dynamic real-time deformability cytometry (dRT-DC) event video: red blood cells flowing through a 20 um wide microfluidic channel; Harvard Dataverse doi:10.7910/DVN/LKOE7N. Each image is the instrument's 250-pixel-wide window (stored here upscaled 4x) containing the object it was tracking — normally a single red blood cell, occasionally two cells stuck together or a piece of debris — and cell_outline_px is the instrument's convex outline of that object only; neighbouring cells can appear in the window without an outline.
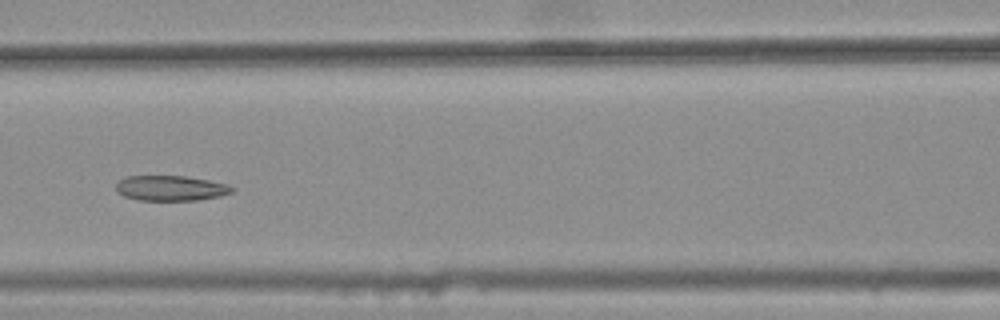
{"species": "common noctule bat (a hibernating species)", "species_latin": "Nyctalus noctula", "temperature_condition": "warm", "stored_images_in_passage": 9, "camera_frame_rate_fps": 3000, "um_per_image_px": 0.085, "animal": {"sex": "female", "body_mass_g": 25.1}, "frame": {"image": 1, "passage_image": 7, "time_ms": 2.0, "image_size_px": [1000, 320], "cell_outline_px": [[236, 188], [232, 192], [220, 196], [200, 200], [136, 200], [124, 196], [116, 192], [116, 184], [124, 176], [184, 176], [208, 180], [228, 184]], "centroid_in_image_um": [14.51, 15.99], "position_along_channel_um": 152.1, "area_um2": 17.17}}
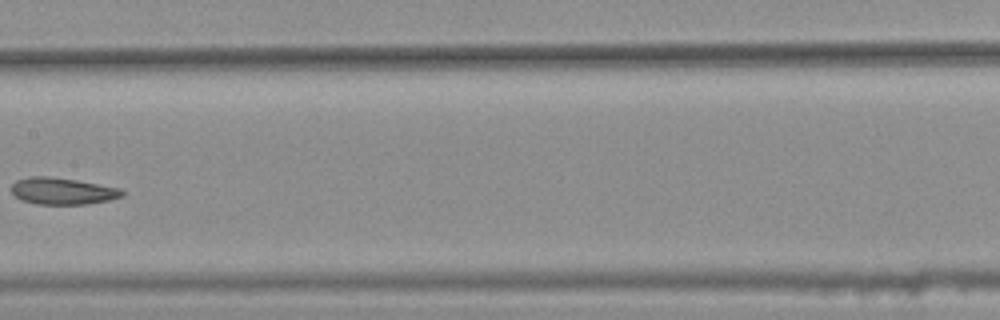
{"frame": {"image": 2, "passage_image": 8, "time_ms": 2.333, "image_size_px": [1000, 320], "cell_outline_px": [[124, 196], [108, 200], [88, 204], [36, 204], [20, 200], [12, 192], [12, 184], [16, 180], [28, 176], [48, 176], [76, 180], [120, 188], [124, 192]], "centroid_in_image_um": [5.3, 16.24], "position_along_channel_um": 202.1, "area_um2": 17.28}}
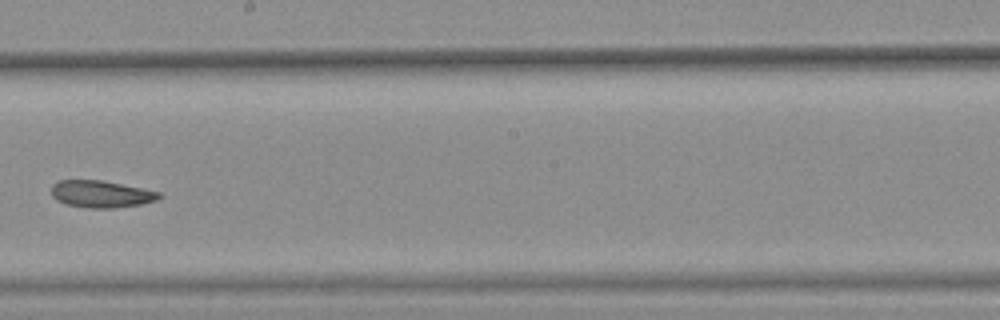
{"frame": {"image": 3, "passage_image": 9, "time_ms": 2.667, "image_size_px": [1000, 320], "cell_outline_px": [[164, 196], [156, 200], [140, 204], [116, 208], [88, 208], [64, 204], [56, 200], [52, 196], [52, 184], [56, 180], [100, 180], [160, 192]], "centroid_in_image_um": [8.56, 16.5], "position_along_channel_um": 239.6, "area_um2": 16.99}}